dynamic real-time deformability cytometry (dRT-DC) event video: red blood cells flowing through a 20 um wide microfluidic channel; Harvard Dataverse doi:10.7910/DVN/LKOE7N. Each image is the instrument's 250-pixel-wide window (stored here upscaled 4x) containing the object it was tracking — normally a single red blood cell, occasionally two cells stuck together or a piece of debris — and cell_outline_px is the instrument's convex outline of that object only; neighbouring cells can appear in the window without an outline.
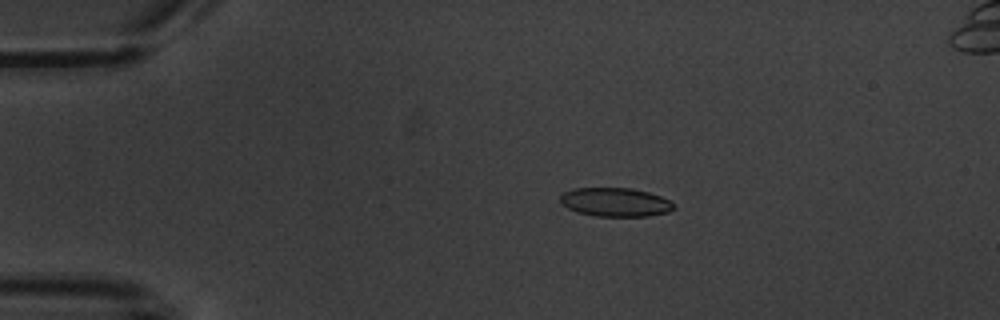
{"species": "common noctule bat (a hibernating species)", "species_latin": "Nyctalus noctula", "temperature_condition": "warm", "stored_images_in_passage": 6, "camera_frame_rate_fps": 3000, "um_per_image_px": 0.085, "animal": {"sex": "male", "body_mass_g": 20.1, "forearm_length_mm": 53.5}, "frame": {"image": 1, "passage_image": 4, "time_ms": 3.667, "image_size_px": [1000, 320], "cell_outline_px": [[676, 208], [668, 212], [648, 216], [596, 216], [576, 212], [560, 204], [560, 196], [564, 192], [576, 188], [632, 188], [648, 192], [660, 196], [668, 200]], "centroid_in_image_um": [52.27, 17.18], "position_along_channel_um": 32.7, "area_um2": 19.02}}